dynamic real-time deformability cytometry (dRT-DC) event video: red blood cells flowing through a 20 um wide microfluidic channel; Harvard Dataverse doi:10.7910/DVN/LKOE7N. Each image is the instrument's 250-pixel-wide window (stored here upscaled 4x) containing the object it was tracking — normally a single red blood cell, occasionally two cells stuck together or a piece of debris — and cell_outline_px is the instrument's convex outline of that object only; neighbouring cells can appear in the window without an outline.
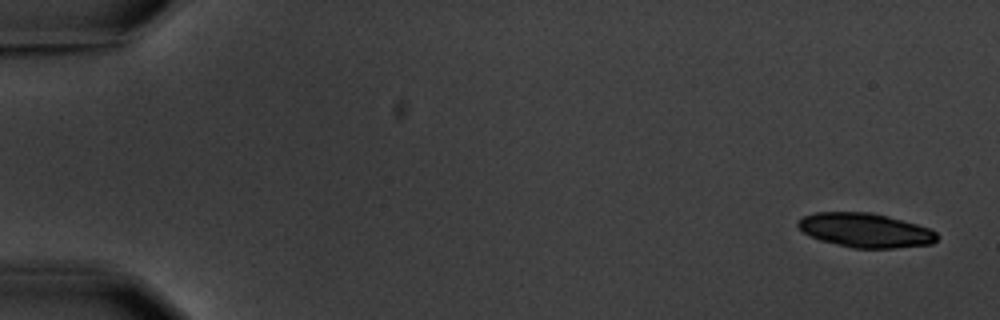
{"species": "common noctule bat (a hibernating species)", "species_latin": "Nyctalus noctula", "temperature_condition": "warm", "stored_images_in_passage": 9, "camera_frame_rate_fps": 3000, "um_per_image_px": 0.085, "animal": {"sex": "male", "body_mass_g": 20.1, "forearm_length_mm": 53.5}, "frame": {"image": 1, "passage_image": 1, "time_ms": 0.0, "image_size_px": [1000, 320], "cell_outline_px": [[940, 236], [932, 244], [896, 248], [852, 248], [820, 240], [804, 232], [796, 224], [796, 220], [804, 216], [816, 212], [872, 212], [888, 216], [916, 224], [928, 228], [936, 232]], "centroid_in_image_um": [73.56, 19.57], "position_along_channel_um": 11.4, "area_um2": 27.74}}
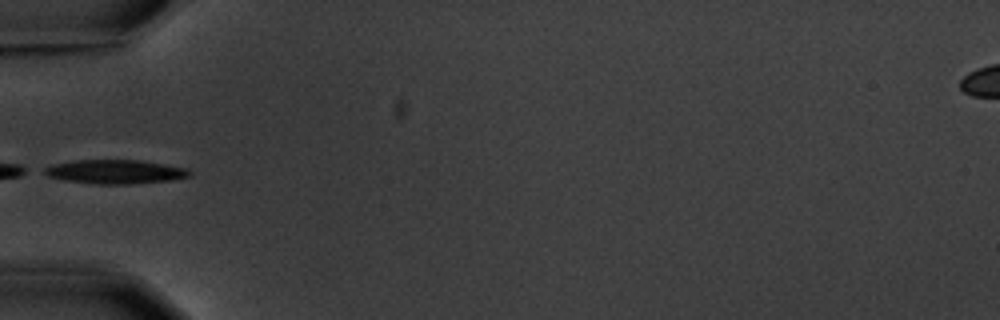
{"frame": {"image": 2, "passage_image": 6, "time_ms": 6.0, "image_size_px": [1000, 320], "cell_outline_px": [[192, 176], [172, 180], [128, 184], [92, 184], [64, 180], [48, 176], [40, 172], [44, 168], [52, 164], [72, 160], [140, 160], [188, 168], [192, 172]], "centroid_in_image_um": [9.78, 14.6], "position_along_channel_um": 75.2, "area_um2": 20.58}}